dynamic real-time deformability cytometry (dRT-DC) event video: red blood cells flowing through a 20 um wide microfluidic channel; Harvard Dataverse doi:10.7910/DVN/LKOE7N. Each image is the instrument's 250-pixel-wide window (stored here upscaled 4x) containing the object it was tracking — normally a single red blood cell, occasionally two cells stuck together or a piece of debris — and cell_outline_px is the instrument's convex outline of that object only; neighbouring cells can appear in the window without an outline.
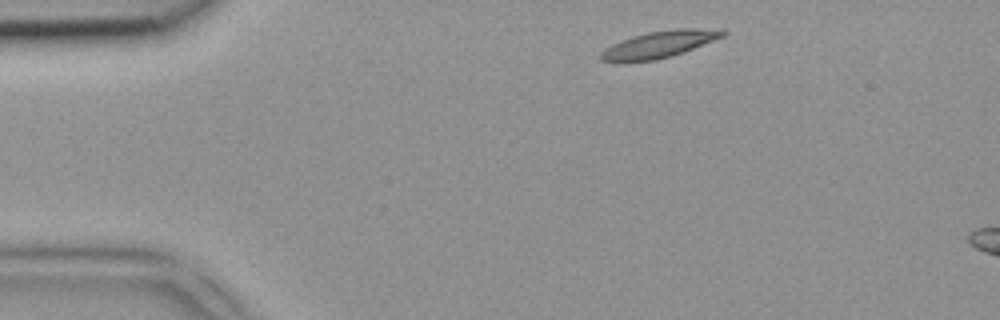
{"species": "common noctule bat (a hibernating species)", "species_latin": "Nyctalus noctula", "temperature_condition": "room temperature", "stored_images_in_passage": 3, "camera_frame_rate_fps": 3000, "um_per_image_px": 0.085, "animal": {"sex": "female", "body_mass_g": 18.4}, "frame": {"image": 1, "passage_image": 1, "time_ms": 0.0, "image_size_px": [1000, 320], "cell_outline_px": [[728, 32], [724, 36], [672, 56], [656, 60], [624, 64], [600, 60], [600, 52], [612, 44], [632, 36], [648, 32], [676, 28], [724, 28]], "centroid_in_image_um": [56.02, 3.78], "position_along_channel_um": 29.0, "area_um2": 19.54}}